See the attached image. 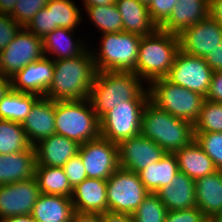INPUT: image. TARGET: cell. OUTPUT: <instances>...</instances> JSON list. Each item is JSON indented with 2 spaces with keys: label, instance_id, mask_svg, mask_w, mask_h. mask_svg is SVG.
I'll list each match as a JSON object with an SVG mask.
<instances>
[{
  "label": "cell",
  "instance_id": "obj_10",
  "mask_svg": "<svg viewBox=\"0 0 222 222\" xmlns=\"http://www.w3.org/2000/svg\"><path fill=\"white\" fill-rule=\"evenodd\" d=\"M42 38L22 27L15 38L0 52V73L6 77L44 57Z\"/></svg>",
  "mask_w": 222,
  "mask_h": 222
},
{
  "label": "cell",
  "instance_id": "obj_17",
  "mask_svg": "<svg viewBox=\"0 0 222 222\" xmlns=\"http://www.w3.org/2000/svg\"><path fill=\"white\" fill-rule=\"evenodd\" d=\"M55 109V101L40 97L21 123L32 146L55 134Z\"/></svg>",
  "mask_w": 222,
  "mask_h": 222
},
{
  "label": "cell",
  "instance_id": "obj_29",
  "mask_svg": "<svg viewBox=\"0 0 222 222\" xmlns=\"http://www.w3.org/2000/svg\"><path fill=\"white\" fill-rule=\"evenodd\" d=\"M34 177L37 180L41 194L61 195L71 198L73 189L62 167L35 165Z\"/></svg>",
  "mask_w": 222,
  "mask_h": 222
},
{
  "label": "cell",
  "instance_id": "obj_46",
  "mask_svg": "<svg viewBox=\"0 0 222 222\" xmlns=\"http://www.w3.org/2000/svg\"><path fill=\"white\" fill-rule=\"evenodd\" d=\"M101 222H134L132 215L105 212L101 214Z\"/></svg>",
  "mask_w": 222,
  "mask_h": 222
},
{
  "label": "cell",
  "instance_id": "obj_19",
  "mask_svg": "<svg viewBox=\"0 0 222 222\" xmlns=\"http://www.w3.org/2000/svg\"><path fill=\"white\" fill-rule=\"evenodd\" d=\"M71 200L76 211L98 214L107 212V181L86 178L73 188Z\"/></svg>",
  "mask_w": 222,
  "mask_h": 222
},
{
  "label": "cell",
  "instance_id": "obj_18",
  "mask_svg": "<svg viewBox=\"0 0 222 222\" xmlns=\"http://www.w3.org/2000/svg\"><path fill=\"white\" fill-rule=\"evenodd\" d=\"M34 147L36 149V165L63 167L70 158L78 154L80 144L55 133L41 140Z\"/></svg>",
  "mask_w": 222,
  "mask_h": 222
},
{
  "label": "cell",
  "instance_id": "obj_34",
  "mask_svg": "<svg viewBox=\"0 0 222 222\" xmlns=\"http://www.w3.org/2000/svg\"><path fill=\"white\" fill-rule=\"evenodd\" d=\"M193 128L194 133H222V103L205 99Z\"/></svg>",
  "mask_w": 222,
  "mask_h": 222
},
{
  "label": "cell",
  "instance_id": "obj_44",
  "mask_svg": "<svg viewBox=\"0 0 222 222\" xmlns=\"http://www.w3.org/2000/svg\"><path fill=\"white\" fill-rule=\"evenodd\" d=\"M213 71H222V42L204 58Z\"/></svg>",
  "mask_w": 222,
  "mask_h": 222
},
{
  "label": "cell",
  "instance_id": "obj_43",
  "mask_svg": "<svg viewBox=\"0 0 222 222\" xmlns=\"http://www.w3.org/2000/svg\"><path fill=\"white\" fill-rule=\"evenodd\" d=\"M205 99L222 103V71H213Z\"/></svg>",
  "mask_w": 222,
  "mask_h": 222
},
{
  "label": "cell",
  "instance_id": "obj_11",
  "mask_svg": "<svg viewBox=\"0 0 222 222\" xmlns=\"http://www.w3.org/2000/svg\"><path fill=\"white\" fill-rule=\"evenodd\" d=\"M212 74L213 70L204 58L179 50L165 78L175 85L199 93L206 98Z\"/></svg>",
  "mask_w": 222,
  "mask_h": 222
},
{
  "label": "cell",
  "instance_id": "obj_12",
  "mask_svg": "<svg viewBox=\"0 0 222 222\" xmlns=\"http://www.w3.org/2000/svg\"><path fill=\"white\" fill-rule=\"evenodd\" d=\"M78 154L87 178L107 180L119 167L118 144L101 136L80 144Z\"/></svg>",
  "mask_w": 222,
  "mask_h": 222
},
{
  "label": "cell",
  "instance_id": "obj_23",
  "mask_svg": "<svg viewBox=\"0 0 222 222\" xmlns=\"http://www.w3.org/2000/svg\"><path fill=\"white\" fill-rule=\"evenodd\" d=\"M195 199L197 207L209 220L222 210V171L195 180Z\"/></svg>",
  "mask_w": 222,
  "mask_h": 222
},
{
  "label": "cell",
  "instance_id": "obj_30",
  "mask_svg": "<svg viewBox=\"0 0 222 222\" xmlns=\"http://www.w3.org/2000/svg\"><path fill=\"white\" fill-rule=\"evenodd\" d=\"M39 98L40 96L36 94L18 92L12 89L0 100V119L22 123Z\"/></svg>",
  "mask_w": 222,
  "mask_h": 222
},
{
  "label": "cell",
  "instance_id": "obj_9",
  "mask_svg": "<svg viewBox=\"0 0 222 222\" xmlns=\"http://www.w3.org/2000/svg\"><path fill=\"white\" fill-rule=\"evenodd\" d=\"M148 101H126L100 119V136L119 144L141 134L142 113Z\"/></svg>",
  "mask_w": 222,
  "mask_h": 222
},
{
  "label": "cell",
  "instance_id": "obj_38",
  "mask_svg": "<svg viewBox=\"0 0 222 222\" xmlns=\"http://www.w3.org/2000/svg\"><path fill=\"white\" fill-rule=\"evenodd\" d=\"M25 28L40 38L52 32V18L49 9L45 6L39 10Z\"/></svg>",
  "mask_w": 222,
  "mask_h": 222
},
{
  "label": "cell",
  "instance_id": "obj_37",
  "mask_svg": "<svg viewBox=\"0 0 222 222\" xmlns=\"http://www.w3.org/2000/svg\"><path fill=\"white\" fill-rule=\"evenodd\" d=\"M49 0H17L9 14L19 25L25 27L36 13L47 5Z\"/></svg>",
  "mask_w": 222,
  "mask_h": 222
},
{
  "label": "cell",
  "instance_id": "obj_8",
  "mask_svg": "<svg viewBox=\"0 0 222 222\" xmlns=\"http://www.w3.org/2000/svg\"><path fill=\"white\" fill-rule=\"evenodd\" d=\"M106 181L109 212L133 215L149 193L138 173L120 166Z\"/></svg>",
  "mask_w": 222,
  "mask_h": 222
},
{
  "label": "cell",
  "instance_id": "obj_20",
  "mask_svg": "<svg viewBox=\"0 0 222 222\" xmlns=\"http://www.w3.org/2000/svg\"><path fill=\"white\" fill-rule=\"evenodd\" d=\"M210 0H178L169 18L159 27L179 35L185 28L209 16Z\"/></svg>",
  "mask_w": 222,
  "mask_h": 222
},
{
  "label": "cell",
  "instance_id": "obj_16",
  "mask_svg": "<svg viewBox=\"0 0 222 222\" xmlns=\"http://www.w3.org/2000/svg\"><path fill=\"white\" fill-rule=\"evenodd\" d=\"M53 75V59L44 56L42 59L29 63L11 77L12 89L43 97L52 83Z\"/></svg>",
  "mask_w": 222,
  "mask_h": 222
},
{
  "label": "cell",
  "instance_id": "obj_47",
  "mask_svg": "<svg viewBox=\"0 0 222 222\" xmlns=\"http://www.w3.org/2000/svg\"><path fill=\"white\" fill-rule=\"evenodd\" d=\"M209 15L222 25V0H210Z\"/></svg>",
  "mask_w": 222,
  "mask_h": 222
},
{
  "label": "cell",
  "instance_id": "obj_51",
  "mask_svg": "<svg viewBox=\"0 0 222 222\" xmlns=\"http://www.w3.org/2000/svg\"><path fill=\"white\" fill-rule=\"evenodd\" d=\"M116 0H83L85 6H103L114 4Z\"/></svg>",
  "mask_w": 222,
  "mask_h": 222
},
{
  "label": "cell",
  "instance_id": "obj_27",
  "mask_svg": "<svg viewBox=\"0 0 222 222\" xmlns=\"http://www.w3.org/2000/svg\"><path fill=\"white\" fill-rule=\"evenodd\" d=\"M75 30L57 28L42 38L44 55L51 56L53 60L66 59L79 56L87 50V45L74 37ZM84 44V45H83Z\"/></svg>",
  "mask_w": 222,
  "mask_h": 222
},
{
  "label": "cell",
  "instance_id": "obj_14",
  "mask_svg": "<svg viewBox=\"0 0 222 222\" xmlns=\"http://www.w3.org/2000/svg\"><path fill=\"white\" fill-rule=\"evenodd\" d=\"M40 194L35 177L0 185V220L10 216L31 215Z\"/></svg>",
  "mask_w": 222,
  "mask_h": 222
},
{
  "label": "cell",
  "instance_id": "obj_25",
  "mask_svg": "<svg viewBox=\"0 0 222 222\" xmlns=\"http://www.w3.org/2000/svg\"><path fill=\"white\" fill-rule=\"evenodd\" d=\"M179 172L185 173L194 181L217 171L212 159L194 139L189 145L174 152Z\"/></svg>",
  "mask_w": 222,
  "mask_h": 222
},
{
  "label": "cell",
  "instance_id": "obj_41",
  "mask_svg": "<svg viewBox=\"0 0 222 222\" xmlns=\"http://www.w3.org/2000/svg\"><path fill=\"white\" fill-rule=\"evenodd\" d=\"M22 28L9 14L0 13V52L15 38Z\"/></svg>",
  "mask_w": 222,
  "mask_h": 222
},
{
  "label": "cell",
  "instance_id": "obj_3",
  "mask_svg": "<svg viewBox=\"0 0 222 222\" xmlns=\"http://www.w3.org/2000/svg\"><path fill=\"white\" fill-rule=\"evenodd\" d=\"M141 134L166 153H174L195 139L193 124L172 116L150 99L143 109Z\"/></svg>",
  "mask_w": 222,
  "mask_h": 222
},
{
  "label": "cell",
  "instance_id": "obj_33",
  "mask_svg": "<svg viewBox=\"0 0 222 222\" xmlns=\"http://www.w3.org/2000/svg\"><path fill=\"white\" fill-rule=\"evenodd\" d=\"M46 7L51 12L52 31L57 28L76 30L81 22V10L71 0H49Z\"/></svg>",
  "mask_w": 222,
  "mask_h": 222
},
{
  "label": "cell",
  "instance_id": "obj_50",
  "mask_svg": "<svg viewBox=\"0 0 222 222\" xmlns=\"http://www.w3.org/2000/svg\"><path fill=\"white\" fill-rule=\"evenodd\" d=\"M17 0H0V13L10 14Z\"/></svg>",
  "mask_w": 222,
  "mask_h": 222
},
{
  "label": "cell",
  "instance_id": "obj_1",
  "mask_svg": "<svg viewBox=\"0 0 222 222\" xmlns=\"http://www.w3.org/2000/svg\"><path fill=\"white\" fill-rule=\"evenodd\" d=\"M53 63V80L44 97L55 102L89 98L98 72L90 49L76 57L53 60Z\"/></svg>",
  "mask_w": 222,
  "mask_h": 222
},
{
  "label": "cell",
  "instance_id": "obj_7",
  "mask_svg": "<svg viewBox=\"0 0 222 222\" xmlns=\"http://www.w3.org/2000/svg\"><path fill=\"white\" fill-rule=\"evenodd\" d=\"M150 100L176 118L194 124L199 117L205 97L175 85L166 78L153 80L149 85Z\"/></svg>",
  "mask_w": 222,
  "mask_h": 222
},
{
  "label": "cell",
  "instance_id": "obj_13",
  "mask_svg": "<svg viewBox=\"0 0 222 222\" xmlns=\"http://www.w3.org/2000/svg\"><path fill=\"white\" fill-rule=\"evenodd\" d=\"M178 37L181 51L205 58L222 42V25L209 15L185 28Z\"/></svg>",
  "mask_w": 222,
  "mask_h": 222
},
{
  "label": "cell",
  "instance_id": "obj_35",
  "mask_svg": "<svg viewBox=\"0 0 222 222\" xmlns=\"http://www.w3.org/2000/svg\"><path fill=\"white\" fill-rule=\"evenodd\" d=\"M167 209L157 193L149 192L132 215L134 222H165Z\"/></svg>",
  "mask_w": 222,
  "mask_h": 222
},
{
  "label": "cell",
  "instance_id": "obj_28",
  "mask_svg": "<svg viewBox=\"0 0 222 222\" xmlns=\"http://www.w3.org/2000/svg\"><path fill=\"white\" fill-rule=\"evenodd\" d=\"M178 173L176 156L174 153H166L158 162L139 171L138 175L148 192L157 193L163 187L170 185Z\"/></svg>",
  "mask_w": 222,
  "mask_h": 222
},
{
  "label": "cell",
  "instance_id": "obj_24",
  "mask_svg": "<svg viewBox=\"0 0 222 222\" xmlns=\"http://www.w3.org/2000/svg\"><path fill=\"white\" fill-rule=\"evenodd\" d=\"M115 4L122 16L124 32L143 37L158 29L150 17L148 6L136 0H116Z\"/></svg>",
  "mask_w": 222,
  "mask_h": 222
},
{
  "label": "cell",
  "instance_id": "obj_39",
  "mask_svg": "<svg viewBox=\"0 0 222 222\" xmlns=\"http://www.w3.org/2000/svg\"><path fill=\"white\" fill-rule=\"evenodd\" d=\"M62 168L72 189L87 178L86 169L79 154L70 158Z\"/></svg>",
  "mask_w": 222,
  "mask_h": 222
},
{
  "label": "cell",
  "instance_id": "obj_2",
  "mask_svg": "<svg viewBox=\"0 0 222 222\" xmlns=\"http://www.w3.org/2000/svg\"><path fill=\"white\" fill-rule=\"evenodd\" d=\"M134 72H97L89 100L98 119L126 101H148L149 89Z\"/></svg>",
  "mask_w": 222,
  "mask_h": 222
},
{
  "label": "cell",
  "instance_id": "obj_21",
  "mask_svg": "<svg viewBox=\"0 0 222 222\" xmlns=\"http://www.w3.org/2000/svg\"><path fill=\"white\" fill-rule=\"evenodd\" d=\"M36 149L0 154V185L32 179L35 174Z\"/></svg>",
  "mask_w": 222,
  "mask_h": 222
},
{
  "label": "cell",
  "instance_id": "obj_5",
  "mask_svg": "<svg viewBox=\"0 0 222 222\" xmlns=\"http://www.w3.org/2000/svg\"><path fill=\"white\" fill-rule=\"evenodd\" d=\"M55 133L79 144L100 136V120L89 98L56 102Z\"/></svg>",
  "mask_w": 222,
  "mask_h": 222
},
{
  "label": "cell",
  "instance_id": "obj_52",
  "mask_svg": "<svg viewBox=\"0 0 222 222\" xmlns=\"http://www.w3.org/2000/svg\"><path fill=\"white\" fill-rule=\"evenodd\" d=\"M210 222H222V210L218 212L213 218H211Z\"/></svg>",
  "mask_w": 222,
  "mask_h": 222
},
{
  "label": "cell",
  "instance_id": "obj_26",
  "mask_svg": "<svg viewBox=\"0 0 222 222\" xmlns=\"http://www.w3.org/2000/svg\"><path fill=\"white\" fill-rule=\"evenodd\" d=\"M74 211L70 197L40 194L31 216L38 222H70Z\"/></svg>",
  "mask_w": 222,
  "mask_h": 222
},
{
  "label": "cell",
  "instance_id": "obj_36",
  "mask_svg": "<svg viewBox=\"0 0 222 222\" xmlns=\"http://www.w3.org/2000/svg\"><path fill=\"white\" fill-rule=\"evenodd\" d=\"M196 142L212 159L217 170L222 171V133H194Z\"/></svg>",
  "mask_w": 222,
  "mask_h": 222
},
{
  "label": "cell",
  "instance_id": "obj_31",
  "mask_svg": "<svg viewBox=\"0 0 222 222\" xmlns=\"http://www.w3.org/2000/svg\"><path fill=\"white\" fill-rule=\"evenodd\" d=\"M32 147L21 123L0 119V154H12Z\"/></svg>",
  "mask_w": 222,
  "mask_h": 222
},
{
  "label": "cell",
  "instance_id": "obj_4",
  "mask_svg": "<svg viewBox=\"0 0 222 222\" xmlns=\"http://www.w3.org/2000/svg\"><path fill=\"white\" fill-rule=\"evenodd\" d=\"M180 50L179 37L158 28L143 36L139 45L134 73L148 85L158 78H165Z\"/></svg>",
  "mask_w": 222,
  "mask_h": 222
},
{
  "label": "cell",
  "instance_id": "obj_40",
  "mask_svg": "<svg viewBox=\"0 0 222 222\" xmlns=\"http://www.w3.org/2000/svg\"><path fill=\"white\" fill-rule=\"evenodd\" d=\"M178 0H152L148 11L152 21L159 28L170 16L174 5Z\"/></svg>",
  "mask_w": 222,
  "mask_h": 222
},
{
  "label": "cell",
  "instance_id": "obj_22",
  "mask_svg": "<svg viewBox=\"0 0 222 222\" xmlns=\"http://www.w3.org/2000/svg\"><path fill=\"white\" fill-rule=\"evenodd\" d=\"M167 211L195 208V181L179 172L167 185L157 192Z\"/></svg>",
  "mask_w": 222,
  "mask_h": 222
},
{
  "label": "cell",
  "instance_id": "obj_53",
  "mask_svg": "<svg viewBox=\"0 0 222 222\" xmlns=\"http://www.w3.org/2000/svg\"><path fill=\"white\" fill-rule=\"evenodd\" d=\"M136 1H138L139 3H142L146 6H149L150 3L152 2V0H136Z\"/></svg>",
  "mask_w": 222,
  "mask_h": 222
},
{
  "label": "cell",
  "instance_id": "obj_49",
  "mask_svg": "<svg viewBox=\"0 0 222 222\" xmlns=\"http://www.w3.org/2000/svg\"><path fill=\"white\" fill-rule=\"evenodd\" d=\"M0 222H38L31 215H19L6 217Z\"/></svg>",
  "mask_w": 222,
  "mask_h": 222
},
{
  "label": "cell",
  "instance_id": "obj_6",
  "mask_svg": "<svg viewBox=\"0 0 222 222\" xmlns=\"http://www.w3.org/2000/svg\"><path fill=\"white\" fill-rule=\"evenodd\" d=\"M102 36L99 52L91 51L97 71L134 72L142 37L124 31Z\"/></svg>",
  "mask_w": 222,
  "mask_h": 222
},
{
  "label": "cell",
  "instance_id": "obj_48",
  "mask_svg": "<svg viewBox=\"0 0 222 222\" xmlns=\"http://www.w3.org/2000/svg\"><path fill=\"white\" fill-rule=\"evenodd\" d=\"M12 90V79L0 73V100Z\"/></svg>",
  "mask_w": 222,
  "mask_h": 222
},
{
  "label": "cell",
  "instance_id": "obj_32",
  "mask_svg": "<svg viewBox=\"0 0 222 222\" xmlns=\"http://www.w3.org/2000/svg\"><path fill=\"white\" fill-rule=\"evenodd\" d=\"M84 9L92 21L91 23L102 34L123 32L122 16L115 3L103 6H85Z\"/></svg>",
  "mask_w": 222,
  "mask_h": 222
},
{
  "label": "cell",
  "instance_id": "obj_42",
  "mask_svg": "<svg viewBox=\"0 0 222 222\" xmlns=\"http://www.w3.org/2000/svg\"><path fill=\"white\" fill-rule=\"evenodd\" d=\"M165 222H210L198 207L167 211Z\"/></svg>",
  "mask_w": 222,
  "mask_h": 222
},
{
  "label": "cell",
  "instance_id": "obj_45",
  "mask_svg": "<svg viewBox=\"0 0 222 222\" xmlns=\"http://www.w3.org/2000/svg\"><path fill=\"white\" fill-rule=\"evenodd\" d=\"M70 222H101V214L75 210Z\"/></svg>",
  "mask_w": 222,
  "mask_h": 222
},
{
  "label": "cell",
  "instance_id": "obj_15",
  "mask_svg": "<svg viewBox=\"0 0 222 222\" xmlns=\"http://www.w3.org/2000/svg\"><path fill=\"white\" fill-rule=\"evenodd\" d=\"M165 154L159 145L142 134L118 144L119 166L135 173L158 162Z\"/></svg>",
  "mask_w": 222,
  "mask_h": 222
}]
</instances>
